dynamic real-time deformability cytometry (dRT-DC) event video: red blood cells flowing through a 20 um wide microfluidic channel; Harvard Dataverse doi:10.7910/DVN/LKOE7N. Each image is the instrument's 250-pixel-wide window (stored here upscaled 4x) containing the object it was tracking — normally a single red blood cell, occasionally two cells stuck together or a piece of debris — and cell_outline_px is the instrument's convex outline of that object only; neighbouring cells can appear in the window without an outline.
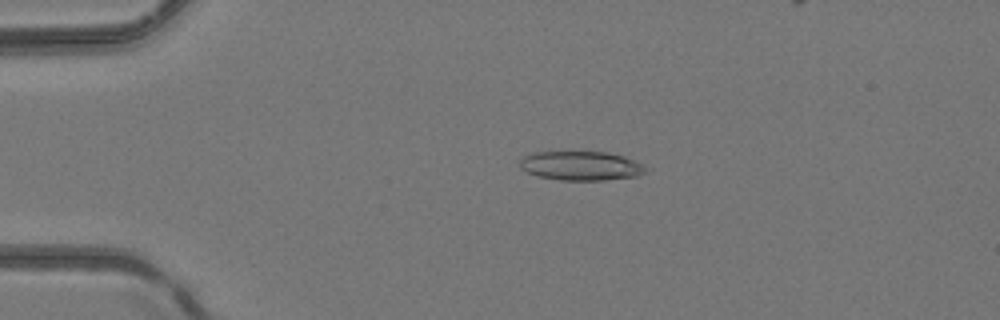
{"species": "common noctule bat (a hibernating species)", "species_latin": "Nyctalus noctula", "temperature_condition": "room temperature", "stored_images_in_passage": 43, "camera_frame_rate_fps": 3000, "um_per_image_px": 0.085, "animal": {"sex": "female", "body_mass_g": 24.6, "forearm_length_mm": 56.2}, "frame": {"image": 1, "passage_image": 7, "time_ms": 2.0, "image_size_px": [1000, 320], "cell_outline_px": [[648, 168], [644, 172], [636, 176], [604, 180], [560, 180], [536, 176], [520, 168], [520, 160], [524, 156], [532, 152], [572, 148], [608, 152], [624, 156], [644, 164]], "centroid_in_image_um": [49.34, 14.03], "position_along_channel_um": 35.7, "area_um2": 22.54}}
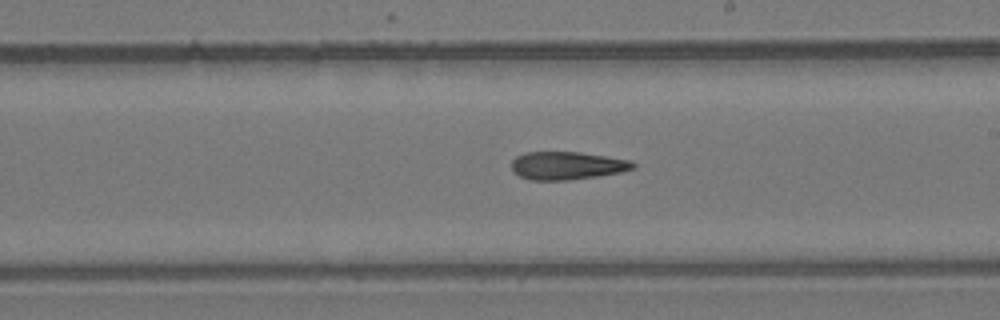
{"frame": {"image": 2, "passage_image": 25, "time_ms": 8.0, "image_size_px": [1000, 320], "cell_outline_px": [[636, 168], [620, 172], [596, 176], [568, 180], [528, 180], [512, 172], [512, 160], [516, 156], [524, 152], [580, 152], [632, 160], [636, 164]], "centroid_in_image_um": [48.19, 14.07], "position_along_channel_um": 240.8, "area_um2": 19.94}}
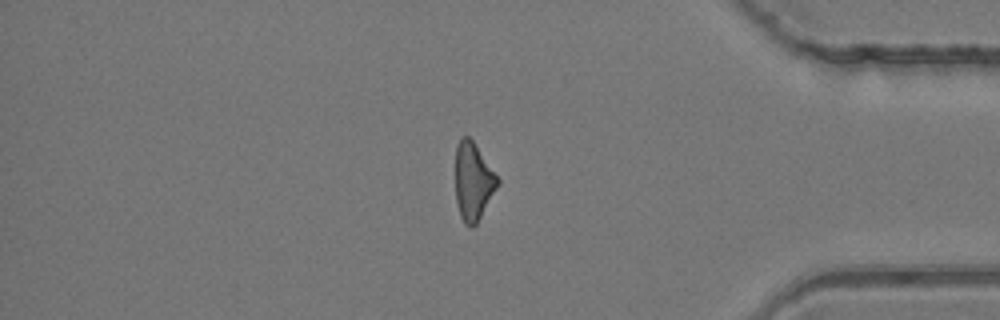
{"frame": {"image": 3, "passage_image": 38, "time_ms": 12.333, "image_size_px": [1000, 320], "cell_outline_px": [[500, 184], [476, 224], [472, 228], [468, 228], [464, 224], [460, 216], [456, 204], [456, 144], [464, 136], [468, 136], [472, 140], [500, 180]], "centroid_in_image_um": [40.22, 15.47], "position_along_channel_um": 395.0, "area_um2": 19.07}}